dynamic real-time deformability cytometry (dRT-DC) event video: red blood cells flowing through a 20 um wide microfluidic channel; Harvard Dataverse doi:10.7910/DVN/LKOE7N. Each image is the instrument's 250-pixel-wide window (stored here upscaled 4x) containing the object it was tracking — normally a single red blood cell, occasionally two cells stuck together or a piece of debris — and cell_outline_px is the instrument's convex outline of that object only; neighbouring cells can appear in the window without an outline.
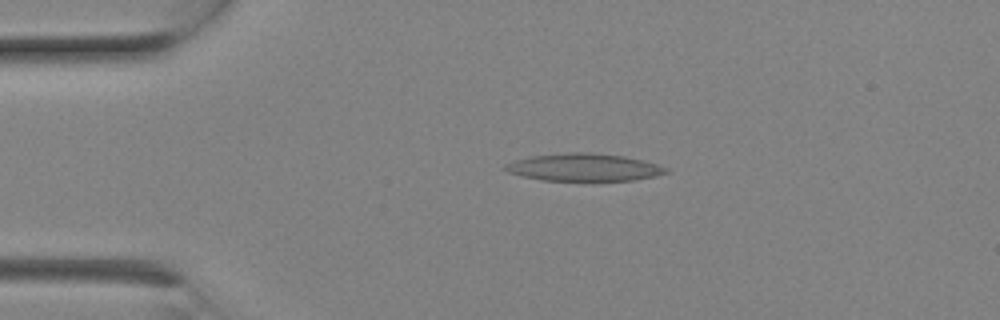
{"species": "Egyptian fruit bat (a non-hibernating species)", "species_latin": "Rousettus aegyptiacus", "temperature_condition": "room temperature", "stored_images_in_passage": 8, "camera_frame_rate_fps": 3000, "um_per_image_px": 0.085, "animal": {"sex": "female"}, "frame": {"image": 1, "passage_image": 5, "time_ms": 1.333, "image_size_px": [1000, 320], "cell_outline_px": [[668, 172], [656, 176], [632, 180], [592, 184], [540, 180], [508, 172], [500, 168], [504, 164], [516, 160], [532, 156], [568, 152], [588, 152], [624, 156], [644, 160], [668, 168]], "centroid_in_image_um": [49.63, 14.27], "position_along_channel_um": 35.4, "area_um2": 26.99}}
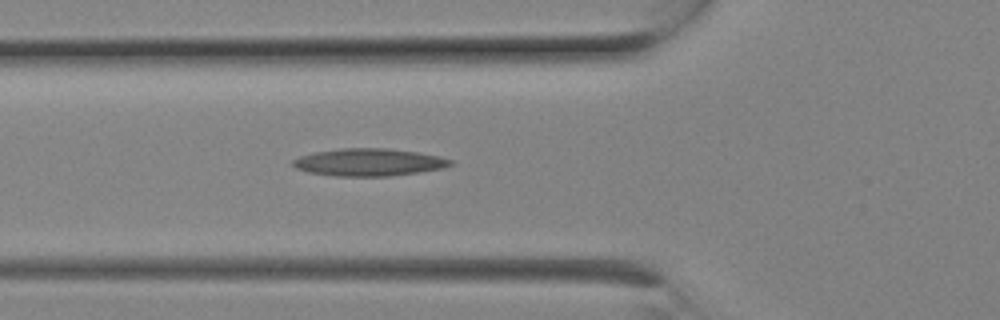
{"frame": {"image": 2, "passage_image": 8, "time_ms": 2.333, "image_size_px": [1000, 320], "cell_outline_px": [[452, 164], [444, 168], [388, 176], [336, 176], [308, 172], [296, 168], [292, 164], [292, 160], [300, 156], [316, 152], [340, 148], [388, 148], [416, 152], [440, 156], [452, 160]], "centroid_in_image_um": [31.34, 13.79], "position_along_channel_um": 94.5, "area_um2": 25.03}}